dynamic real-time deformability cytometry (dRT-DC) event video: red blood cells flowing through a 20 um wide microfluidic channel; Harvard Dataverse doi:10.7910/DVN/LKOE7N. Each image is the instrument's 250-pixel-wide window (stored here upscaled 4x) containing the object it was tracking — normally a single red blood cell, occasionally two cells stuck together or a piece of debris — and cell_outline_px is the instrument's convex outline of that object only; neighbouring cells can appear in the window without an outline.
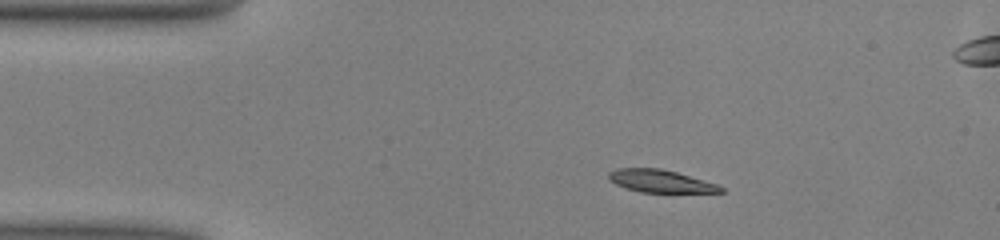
{"species": "common noctule bat (a hibernating species)", "species_latin": "Nyctalus noctula", "temperature_condition": "warm", "stored_images_in_passage": 43, "camera_frame_rate_fps": 3000, "um_per_image_px": 0.085, "animal": {"sex": "male", "body_mass_g": 13.0, "forearm_length_mm": 53.1}, "frame": {"image": 1, "passage_image": 1, "time_ms": 0.0, "image_size_px": [1000, 240], "cell_outline_px": [[724, 192], [640, 192], [616, 184], [608, 180], [608, 172], [616, 168], [660, 168], [676, 172], [716, 184], [724, 188]], "centroid_in_image_um": [56.09, 15.39], "position_along_channel_um": 28.9, "area_um2": 14.57}}
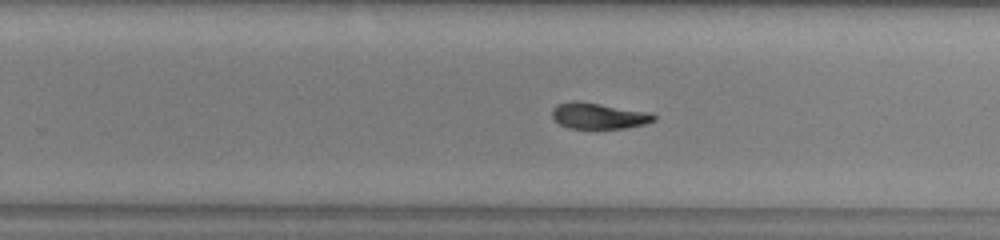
{"frame": {"image": 2, "passage_image": 23, "time_ms": 7.333, "image_size_px": [1000, 240], "cell_outline_px": [[656, 120], [644, 124], [624, 128], [568, 128], [560, 124], [552, 116], [552, 108], [556, 104], [576, 100], [652, 112], [656, 116]], "centroid_in_image_um": [50.9, 9.83], "position_along_channel_um": 278.9, "area_um2": 15.49}}
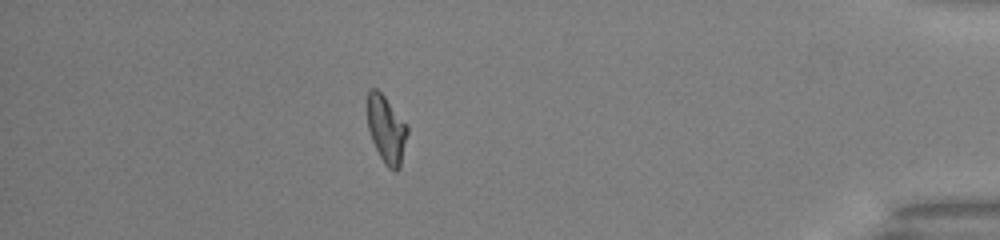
{"frame": {"image": 3, "passage_image": 36, "time_ms": 11.667, "image_size_px": [1000, 240], "cell_outline_px": [[408, 132], [400, 168], [396, 172], [388, 168], [384, 164], [372, 140], [368, 128], [368, 92], [372, 88], [376, 88], [384, 96], [408, 124]], "centroid_in_image_um": [32.87, 11.03], "position_along_channel_um": 402.3, "area_um2": 15.72}, "authors_computed_cell_mechanics": {"area_um2": 16.184, "velocity_mm_per_s": 4.0622, "shape_relaxation_time_tau1_ms": 4.6549, "shape_relaxation_time_tau2_ms": 2.4605, "deformation_change_tau1": 0.1748, "deformation_change_tau2": 0.0951}}